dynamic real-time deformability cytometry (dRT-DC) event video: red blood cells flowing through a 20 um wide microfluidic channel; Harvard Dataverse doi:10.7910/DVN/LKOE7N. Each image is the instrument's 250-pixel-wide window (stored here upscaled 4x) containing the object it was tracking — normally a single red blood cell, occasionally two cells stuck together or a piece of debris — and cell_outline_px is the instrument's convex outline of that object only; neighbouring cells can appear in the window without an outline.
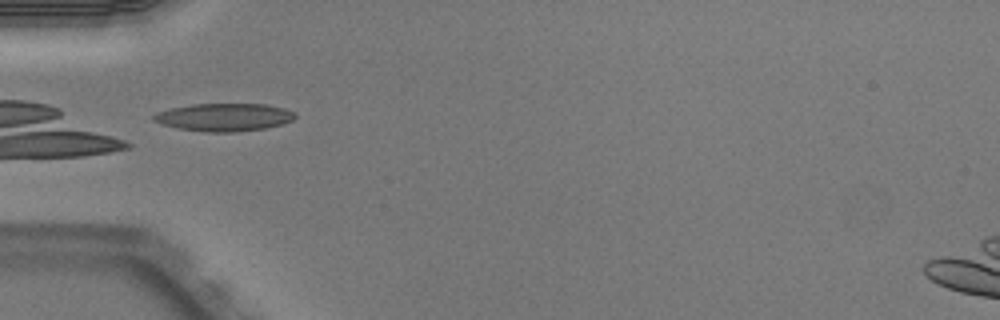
{"species": "Egyptian fruit bat (a non-hibernating species)", "species_latin": "Rousettus aegyptiacus", "temperature_condition": "warm", "stored_images_in_passage": 20, "camera_frame_rate_fps": 3000, "um_per_image_px": 0.085, "animal": {"sex": "male"}, "frame": {"image": 1, "passage_image": 1, "time_ms": 0.0, "image_size_px": [1000, 320], "cell_outline_px": [[296, 116], [292, 120], [268, 128], [236, 132], [204, 132], [180, 128], [160, 124], [152, 120], [152, 116], [156, 112], [172, 108], [192, 104], [268, 104], [284, 108], [296, 112]], "centroid_in_image_um": [19.05, 9.96], "position_along_channel_um": 65.9, "area_um2": 23.06}}